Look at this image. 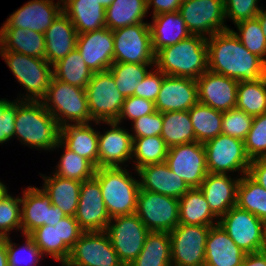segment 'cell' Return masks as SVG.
<instances>
[{
    "instance_id": "obj_57",
    "label": "cell",
    "mask_w": 266,
    "mask_h": 266,
    "mask_svg": "<svg viewBox=\"0 0 266 266\" xmlns=\"http://www.w3.org/2000/svg\"><path fill=\"white\" fill-rule=\"evenodd\" d=\"M184 0H147V10L154 5L153 16L170 13L179 10Z\"/></svg>"
},
{
    "instance_id": "obj_17",
    "label": "cell",
    "mask_w": 266,
    "mask_h": 266,
    "mask_svg": "<svg viewBox=\"0 0 266 266\" xmlns=\"http://www.w3.org/2000/svg\"><path fill=\"white\" fill-rule=\"evenodd\" d=\"M21 198V230L29 235L43 225L55 226L67 215L51 203L50 197L42 189L28 187Z\"/></svg>"
},
{
    "instance_id": "obj_59",
    "label": "cell",
    "mask_w": 266,
    "mask_h": 266,
    "mask_svg": "<svg viewBox=\"0 0 266 266\" xmlns=\"http://www.w3.org/2000/svg\"><path fill=\"white\" fill-rule=\"evenodd\" d=\"M0 266H8L6 238H0Z\"/></svg>"
},
{
    "instance_id": "obj_35",
    "label": "cell",
    "mask_w": 266,
    "mask_h": 266,
    "mask_svg": "<svg viewBox=\"0 0 266 266\" xmlns=\"http://www.w3.org/2000/svg\"><path fill=\"white\" fill-rule=\"evenodd\" d=\"M105 12L106 27L110 30L144 23L143 18L148 12L147 0H114Z\"/></svg>"
},
{
    "instance_id": "obj_62",
    "label": "cell",
    "mask_w": 266,
    "mask_h": 266,
    "mask_svg": "<svg viewBox=\"0 0 266 266\" xmlns=\"http://www.w3.org/2000/svg\"><path fill=\"white\" fill-rule=\"evenodd\" d=\"M6 192V186L0 181V199L5 195Z\"/></svg>"
},
{
    "instance_id": "obj_64",
    "label": "cell",
    "mask_w": 266,
    "mask_h": 266,
    "mask_svg": "<svg viewBox=\"0 0 266 266\" xmlns=\"http://www.w3.org/2000/svg\"><path fill=\"white\" fill-rule=\"evenodd\" d=\"M263 223V231L266 232V218L262 220Z\"/></svg>"
},
{
    "instance_id": "obj_42",
    "label": "cell",
    "mask_w": 266,
    "mask_h": 266,
    "mask_svg": "<svg viewBox=\"0 0 266 266\" xmlns=\"http://www.w3.org/2000/svg\"><path fill=\"white\" fill-rule=\"evenodd\" d=\"M168 147L161 136L140 137L133 139L132 157L135 158V170L139 168L164 162Z\"/></svg>"
},
{
    "instance_id": "obj_31",
    "label": "cell",
    "mask_w": 266,
    "mask_h": 266,
    "mask_svg": "<svg viewBox=\"0 0 266 266\" xmlns=\"http://www.w3.org/2000/svg\"><path fill=\"white\" fill-rule=\"evenodd\" d=\"M152 22V24L149 23V27L154 53L191 35L178 11L153 16Z\"/></svg>"
},
{
    "instance_id": "obj_13",
    "label": "cell",
    "mask_w": 266,
    "mask_h": 266,
    "mask_svg": "<svg viewBox=\"0 0 266 266\" xmlns=\"http://www.w3.org/2000/svg\"><path fill=\"white\" fill-rule=\"evenodd\" d=\"M208 173L227 174L238 171L247 174L250 159L246 155L244 141L219 134L204 143Z\"/></svg>"
},
{
    "instance_id": "obj_27",
    "label": "cell",
    "mask_w": 266,
    "mask_h": 266,
    "mask_svg": "<svg viewBox=\"0 0 266 266\" xmlns=\"http://www.w3.org/2000/svg\"><path fill=\"white\" fill-rule=\"evenodd\" d=\"M247 253L219 226H212L205 246L204 266H241Z\"/></svg>"
},
{
    "instance_id": "obj_14",
    "label": "cell",
    "mask_w": 266,
    "mask_h": 266,
    "mask_svg": "<svg viewBox=\"0 0 266 266\" xmlns=\"http://www.w3.org/2000/svg\"><path fill=\"white\" fill-rule=\"evenodd\" d=\"M63 266H124L105 231L84 232Z\"/></svg>"
},
{
    "instance_id": "obj_23",
    "label": "cell",
    "mask_w": 266,
    "mask_h": 266,
    "mask_svg": "<svg viewBox=\"0 0 266 266\" xmlns=\"http://www.w3.org/2000/svg\"><path fill=\"white\" fill-rule=\"evenodd\" d=\"M111 126L104 134L98 132V152L100 167H121L132 159V134L119 127L116 121L105 122Z\"/></svg>"
},
{
    "instance_id": "obj_24",
    "label": "cell",
    "mask_w": 266,
    "mask_h": 266,
    "mask_svg": "<svg viewBox=\"0 0 266 266\" xmlns=\"http://www.w3.org/2000/svg\"><path fill=\"white\" fill-rule=\"evenodd\" d=\"M240 178L233 179L227 174L208 173L199 186L212 213L221 218L237 204V187Z\"/></svg>"
},
{
    "instance_id": "obj_63",
    "label": "cell",
    "mask_w": 266,
    "mask_h": 266,
    "mask_svg": "<svg viewBox=\"0 0 266 266\" xmlns=\"http://www.w3.org/2000/svg\"><path fill=\"white\" fill-rule=\"evenodd\" d=\"M261 252L266 255V232H264L263 244H262Z\"/></svg>"
},
{
    "instance_id": "obj_36",
    "label": "cell",
    "mask_w": 266,
    "mask_h": 266,
    "mask_svg": "<svg viewBox=\"0 0 266 266\" xmlns=\"http://www.w3.org/2000/svg\"><path fill=\"white\" fill-rule=\"evenodd\" d=\"M161 137L166 146L197 142L188 111H172L162 113Z\"/></svg>"
},
{
    "instance_id": "obj_8",
    "label": "cell",
    "mask_w": 266,
    "mask_h": 266,
    "mask_svg": "<svg viewBox=\"0 0 266 266\" xmlns=\"http://www.w3.org/2000/svg\"><path fill=\"white\" fill-rule=\"evenodd\" d=\"M105 232L124 266L137 258L150 233L136 214L110 218Z\"/></svg>"
},
{
    "instance_id": "obj_48",
    "label": "cell",
    "mask_w": 266,
    "mask_h": 266,
    "mask_svg": "<svg viewBox=\"0 0 266 266\" xmlns=\"http://www.w3.org/2000/svg\"><path fill=\"white\" fill-rule=\"evenodd\" d=\"M21 197L14 198L8 191L0 199V238L8 237L9 231L21 230Z\"/></svg>"
},
{
    "instance_id": "obj_45",
    "label": "cell",
    "mask_w": 266,
    "mask_h": 266,
    "mask_svg": "<svg viewBox=\"0 0 266 266\" xmlns=\"http://www.w3.org/2000/svg\"><path fill=\"white\" fill-rule=\"evenodd\" d=\"M236 26L239 32L232 31L238 37L240 42L252 54L257 55L266 62V38L259 19L255 17L244 20L237 23Z\"/></svg>"
},
{
    "instance_id": "obj_55",
    "label": "cell",
    "mask_w": 266,
    "mask_h": 266,
    "mask_svg": "<svg viewBox=\"0 0 266 266\" xmlns=\"http://www.w3.org/2000/svg\"><path fill=\"white\" fill-rule=\"evenodd\" d=\"M84 232L74 216H66L58 223L59 242H64L70 249Z\"/></svg>"
},
{
    "instance_id": "obj_20",
    "label": "cell",
    "mask_w": 266,
    "mask_h": 266,
    "mask_svg": "<svg viewBox=\"0 0 266 266\" xmlns=\"http://www.w3.org/2000/svg\"><path fill=\"white\" fill-rule=\"evenodd\" d=\"M196 82L199 103L222 112L236 108L239 81L207 70Z\"/></svg>"
},
{
    "instance_id": "obj_22",
    "label": "cell",
    "mask_w": 266,
    "mask_h": 266,
    "mask_svg": "<svg viewBox=\"0 0 266 266\" xmlns=\"http://www.w3.org/2000/svg\"><path fill=\"white\" fill-rule=\"evenodd\" d=\"M53 0H32L12 13L2 27H17L45 33L62 12L60 3Z\"/></svg>"
},
{
    "instance_id": "obj_52",
    "label": "cell",
    "mask_w": 266,
    "mask_h": 266,
    "mask_svg": "<svg viewBox=\"0 0 266 266\" xmlns=\"http://www.w3.org/2000/svg\"><path fill=\"white\" fill-rule=\"evenodd\" d=\"M133 122L135 135H132V139L140 137L161 136L163 124L161 112L155 111L152 114L137 118Z\"/></svg>"
},
{
    "instance_id": "obj_3",
    "label": "cell",
    "mask_w": 266,
    "mask_h": 266,
    "mask_svg": "<svg viewBox=\"0 0 266 266\" xmlns=\"http://www.w3.org/2000/svg\"><path fill=\"white\" fill-rule=\"evenodd\" d=\"M14 135L30 147L52 150L60 140V126L41 101L17 99Z\"/></svg>"
},
{
    "instance_id": "obj_38",
    "label": "cell",
    "mask_w": 266,
    "mask_h": 266,
    "mask_svg": "<svg viewBox=\"0 0 266 266\" xmlns=\"http://www.w3.org/2000/svg\"><path fill=\"white\" fill-rule=\"evenodd\" d=\"M92 75L77 48L53 65L56 79L80 88H86Z\"/></svg>"
},
{
    "instance_id": "obj_46",
    "label": "cell",
    "mask_w": 266,
    "mask_h": 266,
    "mask_svg": "<svg viewBox=\"0 0 266 266\" xmlns=\"http://www.w3.org/2000/svg\"><path fill=\"white\" fill-rule=\"evenodd\" d=\"M246 155L250 160L266 158V113L255 116L244 140Z\"/></svg>"
},
{
    "instance_id": "obj_10",
    "label": "cell",
    "mask_w": 266,
    "mask_h": 266,
    "mask_svg": "<svg viewBox=\"0 0 266 266\" xmlns=\"http://www.w3.org/2000/svg\"><path fill=\"white\" fill-rule=\"evenodd\" d=\"M114 62L155 64L149 23L113 30Z\"/></svg>"
},
{
    "instance_id": "obj_56",
    "label": "cell",
    "mask_w": 266,
    "mask_h": 266,
    "mask_svg": "<svg viewBox=\"0 0 266 266\" xmlns=\"http://www.w3.org/2000/svg\"><path fill=\"white\" fill-rule=\"evenodd\" d=\"M247 174L266 189V158L251 160Z\"/></svg>"
},
{
    "instance_id": "obj_30",
    "label": "cell",
    "mask_w": 266,
    "mask_h": 266,
    "mask_svg": "<svg viewBox=\"0 0 266 266\" xmlns=\"http://www.w3.org/2000/svg\"><path fill=\"white\" fill-rule=\"evenodd\" d=\"M62 11L69 17L77 34L106 27L105 8L94 0H62Z\"/></svg>"
},
{
    "instance_id": "obj_65",
    "label": "cell",
    "mask_w": 266,
    "mask_h": 266,
    "mask_svg": "<svg viewBox=\"0 0 266 266\" xmlns=\"http://www.w3.org/2000/svg\"><path fill=\"white\" fill-rule=\"evenodd\" d=\"M265 78H266V62H265Z\"/></svg>"
},
{
    "instance_id": "obj_5",
    "label": "cell",
    "mask_w": 266,
    "mask_h": 266,
    "mask_svg": "<svg viewBox=\"0 0 266 266\" xmlns=\"http://www.w3.org/2000/svg\"><path fill=\"white\" fill-rule=\"evenodd\" d=\"M42 100L44 107L53 115L60 127L67 125L68 120L74 124L93 121L84 88L67 84L53 76L47 94Z\"/></svg>"
},
{
    "instance_id": "obj_34",
    "label": "cell",
    "mask_w": 266,
    "mask_h": 266,
    "mask_svg": "<svg viewBox=\"0 0 266 266\" xmlns=\"http://www.w3.org/2000/svg\"><path fill=\"white\" fill-rule=\"evenodd\" d=\"M128 266H172L168 232H150L137 258Z\"/></svg>"
},
{
    "instance_id": "obj_33",
    "label": "cell",
    "mask_w": 266,
    "mask_h": 266,
    "mask_svg": "<svg viewBox=\"0 0 266 266\" xmlns=\"http://www.w3.org/2000/svg\"><path fill=\"white\" fill-rule=\"evenodd\" d=\"M179 200V224L215 226L217 218L200 188H190Z\"/></svg>"
},
{
    "instance_id": "obj_2",
    "label": "cell",
    "mask_w": 266,
    "mask_h": 266,
    "mask_svg": "<svg viewBox=\"0 0 266 266\" xmlns=\"http://www.w3.org/2000/svg\"><path fill=\"white\" fill-rule=\"evenodd\" d=\"M154 66L165 75L198 79L208 70L207 38L190 35L158 50Z\"/></svg>"
},
{
    "instance_id": "obj_6",
    "label": "cell",
    "mask_w": 266,
    "mask_h": 266,
    "mask_svg": "<svg viewBox=\"0 0 266 266\" xmlns=\"http://www.w3.org/2000/svg\"><path fill=\"white\" fill-rule=\"evenodd\" d=\"M0 56L3 57L18 82L28 91L22 100L42 101L53 77V69H51L53 66L46 59L12 51H0Z\"/></svg>"
},
{
    "instance_id": "obj_49",
    "label": "cell",
    "mask_w": 266,
    "mask_h": 266,
    "mask_svg": "<svg viewBox=\"0 0 266 266\" xmlns=\"http://www.w3.org/2000/svg\"><path fill=\"white\" fill-rule=\"evenodd\" d=\"M253 116L237 108L223 112L222 134L245 140L253 123Z\"/></svg>"
},
{
    "instance_id": "obj_39",
    "label": "cell",
    "mask_w": 266,
    "mask_h": 266,
    "mask_svg": "<svg viewBox=\"0 0 266 266\" xmlns=\"http://www.w3.org/2000/svg\"><path fill=\"white\" fill-rule=\"evenodd\" d=\"M236 108L255 117L266 113V78L257 81L239 82Z\"/></svg>"
},
{
    "instance_id": "obj_32",
    "label": "cell",
    "mask_w": 266,
    "mask_h": 266,
    "mask_svg": "<svg viewBox=\"0 0 266 266\" xmlns=\"http://www.w3.org/2000/svg\"><path fill=\"white\" fill-rule=\"evenodd\" d=\"M42 177L45 180L42 190L50 197L52 205L58 206L67 216H75L81 181L62 178L56 174Z\"/></svg>"
},
{
    "instance_id": "obj_1",
    "label": "cell",
    "mask_w": 266,
    "mask_h": 266,
    "mask_svg": "<svg viewBox=\"0 0 266 266\" xmlns=\"http://www.w3.org/2000/svg\"><path fill=\"white\" fill-rule=\"evenodd\" d=\"M208 70L239 82L265 76V62L240 42L232 29L207 37Z\"/></svg>"
},
{
    "instance_id": "obj_9",
    "label": "cell",
    "mask_w": 266,
    "mask_h": 266,
    "mask_svg": "<svg viewBox=\"0 0 266 266\" xmlns=\"http://www.w3.org/2000/svg\"><path fill=\"white\" fill-rule=\"evenodd\" d=\"M135 214L150 232L170 233L179 224V200L140 189Z\"/></svg>"
},
{
    "instance_id": "obj_44",
    "label": "cell",
    "mask_w": 266,
    "mask_h": 266,
    "mask_svg": "<svg viewBox=\"0 0 266 266\" xmlns=\"http://www.w3.org/2000/svg\"><path fill=\"white\" fill-rule=\"evenodd\" d=\"M65 151L57 165L54 174L59 177L83 182L95 175L96 167L84 157L70 151L65 146Z\"/></svg>"
},
{
    "instance_id": "obj_43",
    "label": "cell",
    "mask_w": 266,
    "mask_h": 266,
    "mask_svg": "<svg viewBox=\"0 0 266 266\" xmlns=\"http://www.w3.org/2000/svg\"><path fill=\"white\" fill-rule=\"evenodd\" d=\"M58 223L55 226L43 225L32 231L29 236L42 254H49L63 266L69 258L71 249L64 242H59Z\"/></svg>"
},
{
    "instance_id": "obj_28",
    "label": "cell",
    "mask_w": 266,
    "mask_h": 266,
    "mask_svg": "<svg viewBox=\"0 0 266 266\" xmlns=\"http://www.w3.org/2000/svg\"><path fill=\"white\" fill-rule=\"evenodd\" d=\"M62 145L99 168L98 131L89 126V123H68L60 127L57 147Z\"/></svg>"
},
{
    "instance_id": "obj_29",
    "label": "cell",
    "mask_w": 266,
    "mask_h": 266,
    "mask_svg": "<svg viewBox=\"0 0 266 266\" xmlns=\"http://www.w3.org/2000/svg\"><path fill=\"white\" fill-rule=\"evenodd\" d=\"M0 51H12L46 59L44 34L17 27H1Z\"/></svg>"
},
{
    "instance_id": "obj_18",
    "label": "cell",
    "mask_w": 266,
    "mask_h": 266,
    "mask_svg": "<svg viewBox=\"0 0 266 266\" xmlns=\"http://www.w3.org/2000/svg\"><path fill=\"white\" fill-rule=\"evenodd\" d=\"M74 217L85 232L106 230L110 216L99 181L95 177L81 182L79 202Z\"/></svg>"
},
{
    "instance_id": "obj_12",
    "label": "cell",
    "mask_w": 266,
    "mask_h": 266,
    "mask_svg": "<svg viewBox=\"0 0 266 266\" xmlns=\"http://www.w3.org/2000/svg\"><path fill=\"white\" fill-rule=\"evenodd\" d=\"M178 12L191 35L207 38L229 29L224 25V0H184Z\"/></svg>"
},
{
    "instance_id": "obj_37",
    "label": "cell",
    "mask_w": 266,
    "mask_h": 266,
    "mask_svg": "<svg viewBox=\"0 0 266 266\" xmlns=\"http://www.w3.org/2000/svg\"><path fill=\"white\" fill-rule=\"evenodd\" d=\"M188 112L197 142L204 144L222 134V111L198 102Z\"/></svg>"
},
{
    "instance_id": "obj_40",
    "label": "cell",
    "mask_w": 266,
    "mask_h": 266,
    "mask_svg": "<svg viewBox=\"0 0 266 266\" xmlns=\"http://www.w3.org/2000/svg\"><path fill=\"white\" fill-rule=\"evenodd\" d=\"M236 205L263 220L266 218V189L244 174L237 187Z\"/></svg>"
},
{
    "instance_id": "obj_25",
    "label": "cell",
    "mask_w": 266,
    "mask_h": 266,
    "mask_svg": "<svg viewBox=\"0 0 266 266\" xmlns=\"http://www.w3.org/2000/svg\"><path fill=\"white\" fill-rule=\"evenodd\" d=\"M136 172L141 178L139 185L142 190L179 199L190 189L180 177L171 171L165 161L143 166Z\"/></svg>"
},
{
    "instance_id": "obj_16",
    "label": "cell",
    "mask_w": 266,
    "mask_h": 266,
    "mask_svg": "<svg viewBox=\"0 0 266 266\" xmlns=\"http://www.w3.org/2000/svg\"><path fill=\"white\" fill-rule=\"evenodd\" d=\"M165 162L189 188H199L208 174L203 143L191 142L168 148Z\"/></svg>"
},
{
    "instance_id": "obj_61",
    "label": "cell",
    "mask_w": 266,
    "mask_h": 266,
    "mask_svg": "<svg viewBox=\"0 0 266 266\" xmlns=\"http://www.w3.org/2000/svg\"><path fill=\"white\" fill-rule=\"evenodd\" d=\"M97 1L101 6H103L105 9L109 7L114 0H94Z\"/></svg>"
},
{
    "instance_id": "obj_21",
    "label": "cell",
    "mask_w": 266,
    "mask_h": 266,
    "mask_svg": "<svg viewBox=\"0 0 266 266\" xmlns=\"http://www.w3.org/2000/svg\"><path fill=\"white\" fill-rule=\"evenodd\" d=\"M198 101L195 79L164 75L160 92L155 100L156 111H188Z\"/></svg>"
},
{
    "instance_id": "obj_11",
    "label": "cell",
    "mask_w": 266,
    "mask_h": 266,
    "mask_svg": "<svg viewBox=\"0 0 266 266\" xmlns=\"http://www.w3.org/2000/svg\"><path fill=\"white\" fill-rule=\"evenodd\" d=\"M211 226L178 224L170 233L172 266H204Z\"/></svg>"
},
{
    "instance_id": "obj_60",
    "label": "cell",
    "mask_w": 266,
    "mask_h": 266,
    "mask_svg": "<svg viewBox=\"0 0 266 266\" xmlns=\"http://www.w3.org/2000/svg\"><path fill=\"white\" fill-rule=\"evenodd\" d=\"M257 18L259 19V22L261 24L262 30L265 34V38H266V10L263 11V8L261 9V11L259 12Z\"/></svg>"
},
{
    "instance_id": "obj_53",
    "label": "cell",
    "mask_w": 266,
    "mask_h": 266,
    "mask_svg": "<svg viewBox=\"0 0 266 266\" xmlns=\"http://www.w3.org/2000/svg\"><path fill=\"white\" fill-rule=\"evenodd\" d=\"M17 114V101L0 99V143L11 140L15 131V117Z\"/></svg>"
},
{
    "instance_id": "obj_4",
    "label": "cell",
    "mask_w": 266,
    "mask_h": 266,
    "mask_svg": "<svg viewBox=\"0 0 266 266\" xmlns=\"http://www.w3.org/2000/svg\"><path fill=\"white\" fill-rule=\"evenodd\" d=\"M102 197L110 218L136 213L139 181L122 167L96 168Z\"/></svg>"
},
{
    "instance_id": "obj_41",
    "label": "cell",
    "mask_w": 266,
    "mask_h": 266,
    "mask_svg": "<svg viewBox=\"0 0 266 266\" xmlns=\"http://www.w3.org/2000/svg\"><path fill=\"white\" fill-rule=\"evenodd\" d=\"M153 64H138L114 62L108 69L114 78L118 91L126 98L134 96L140 81L148 74L147 66Z\"/></svg>"
},
{
    "instance_id": "obj_15",
    "label": "cell",
    "mask_w": 266,
    "mask_h": 266,
    "mask_svg": "<svg viewBox=\"0 0 266 266\" xmlns=\"http://www.w3.org/2000/svg\"><path fill=\"white\" fill-rule=\"evenodd\" d=\"M218 224L246 253L261 251L264 236L262 219L236 205L218 219Z\"/></svg>"
},
{
    "instance_id": "obj_19",
    "label": "cell",
    "mask_w": 266,
    "mask_h": 266,
    "mask_svg": "<svg viewBox=\"0 0 266 266\" xmlns=\"http://www.w3.org/2000/svg\"><path fill=\"white\" fill-rule=\"evenodd\" d=\"M76 48L93 73L106 71L114 63L113 30L103 27L78 34Z\"/></svg>"
},
{
    "instance_id": "obj_26",
    "label": "cell",
    "mask_w": 266,
    "mask_h": 266,
    "mask_svg": "<svg viewBox=\"0 0 266 266\" xmlns=\"http://www.w3.org/2000/svg\"><path fill=\"white\" fill-rule=\"evenodd\" d=\"M46 60L54 65L77 47V31L62 11L44 33Z\"/></svg>"
},
{
    "instance_id": "obj_47",
    "label": "cell",
    "mask_w": 266,
    "mask_h": 266,
    "mask_svg": "<svg viewBox=\"0 0 266 266\" xmlns=\"http://www.w3.org/2000/svg\"><path fill=\"white\" fill-rule=\"evenodd\" d=\"M24 236L26 238L24 246L17 249L16 244L11 242L10 237H6L8 266H35L40 258L44 256L33 239L29 235Z\"/></svg>"
},
{
    "instance_id": "obj_7",
    "label": "cell",
    "mask_w": 266,
    "mask_h": 266,
    "mask_svg": "<svg viewBox=\"0 0 266 266\" xmlns=\"http://www.w3.org/2000/svg\"><path fill=\"white\" fill-rule=\"evenodd\" d=\"M91 119L98 125L117 121L125 97L118 91L109 70L93 73L85 88Z\"/></svg>"
},
{
    "instance_id": "obj_50",
    "label": "cell",
    "mask_w": 266,
    "mask_h": 266,
    "mask_svg": "<svg viewBox=\"0 0 266 266\" xmlns=\"http://www.w3.org/2000/svg\"><path fill=\"white\" fill-rule=\"evenodd\" d=\"M258 0H224L225 17H229L235 24L258 16L261 11Z\"/></svg>"
},
{
    "instance_id": "obj_51",
    "label": "cell",
    "mask_w": 266,
    "mask_h": 266,
    "mask_svg": "<svg viewBox=\"0 0 266 266\" xmlns=\"http://www.w3.org/2000/svg\"><path fill=\"white\" fill-rule=\"evenodd\" d=\"M155 111V103L150 100L136 96L126 97L116 122L120 124L121 120L124 118L134 121L137 118L152 114Z\"/></svg>"
},
{
    "instance_id": "obj_58",
    "label": "cell",
    "mask_w": 266,
    "mask_h": 266,
    "mask_svg": "<svg viewBox=\"0 0 266 266\" xmlns=\"http://www.w3.org/2000/svg\"><path fill=\"white\" fill-rule=\"evenodd\" d=\"M241 266H266V255L261 251L247 253Z\"/></svg>"
},
{
    "instance_id": "obj_54",
    "label": "cell",
    "mask_w": 266,
    "mask_h": 266,
    "mask_svg": "<svg viewBox=\"0 0 266 266\" xmlns=\"http://www.w3.org/2000/svg\"><path fill=\"white\" fill-rule=\"evenodd\" d=\"M163 74L160 70L156 69L154 72H148L140 85L137 86L134 96L150 100L155 103V100L160 92L163 82Z\"/></svg>"
}]
</instances>
